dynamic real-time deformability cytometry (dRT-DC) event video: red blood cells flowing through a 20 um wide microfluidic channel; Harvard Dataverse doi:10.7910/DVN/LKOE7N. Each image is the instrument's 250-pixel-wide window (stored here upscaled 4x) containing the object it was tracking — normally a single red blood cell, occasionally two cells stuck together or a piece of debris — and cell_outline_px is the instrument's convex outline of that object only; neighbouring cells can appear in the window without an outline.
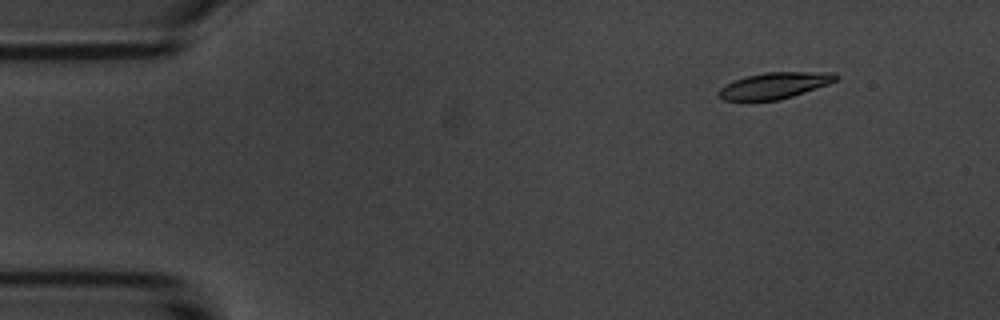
{"species": "common noctule bat (a hibernating species)", "species_latin": "Nyctalus noctula", "temperature_condition": "room temperature", "stored_images_in_passage": 5, "segment_of_instrument_passage": [2, 2], "camera_frame_rate_fps": 3000, "um_per_image_px": 0.085, "animal": {"sex": "male", "body_mass_g": 20.1, "forearm_length_mm": 53.5}, "frame": {"image": 1, "passage_image": 5, "time_ms": 5.667, "image_size_px": [1000, 320], "cell_outline_px": [[840, 76], [836, 80], [828, 84], [780, 100], [724, 100], [720, 96], [720, 88], [732, 80], [744, 76], [764, 72], [836, 72]], "centroid_in_image_um": [65.86, 7.24], "position_along_channel_um": 19.1, "area_um2": 17.86}}